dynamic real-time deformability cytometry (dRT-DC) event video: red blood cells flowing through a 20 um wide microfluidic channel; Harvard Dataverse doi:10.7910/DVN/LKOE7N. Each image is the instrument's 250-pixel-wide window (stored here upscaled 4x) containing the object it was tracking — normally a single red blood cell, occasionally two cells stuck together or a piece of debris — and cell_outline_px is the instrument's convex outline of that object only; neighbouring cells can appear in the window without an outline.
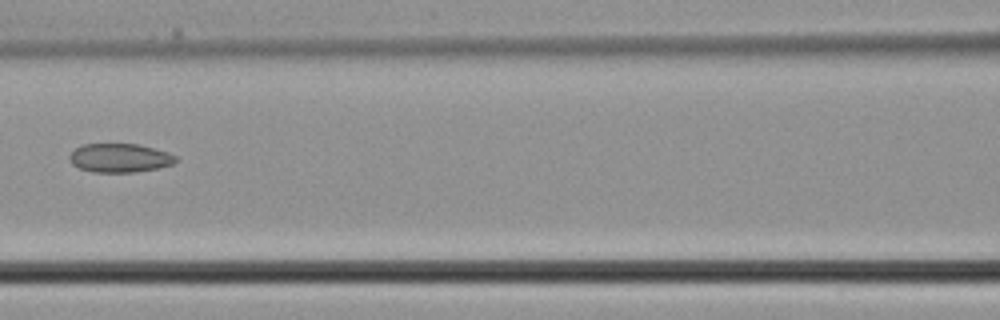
{"species": "common noctule bat (a hibernating species)", "species_latin": "Nyctalus noctula", "temperature_condition": "cold", "stored_images_in_passage": 5, "camera_frame_rate_fps": 3000, "um_per_image_px": 0.085, "animal": {"sex": "male", "body_mass_g": 21.5, "forearm_length_mm": 52.0}, "frame": {"image": 1, "passage_image": 5, "time_ms": 1.333, "image_size_px": [1000, 320], "cell_outline_px": [[176, 160], [172, 164], [156, 168], [136, 172], [92, 172], [80, 168], [72, 164], [68, 160], [68, 156], [80, 144], [140, 144], [168, 152], [176, 156]], "centroid_in_image_um": [10.14, 13.42], "position_along_channel_um": 156.5, "area_um2": 17.86}}